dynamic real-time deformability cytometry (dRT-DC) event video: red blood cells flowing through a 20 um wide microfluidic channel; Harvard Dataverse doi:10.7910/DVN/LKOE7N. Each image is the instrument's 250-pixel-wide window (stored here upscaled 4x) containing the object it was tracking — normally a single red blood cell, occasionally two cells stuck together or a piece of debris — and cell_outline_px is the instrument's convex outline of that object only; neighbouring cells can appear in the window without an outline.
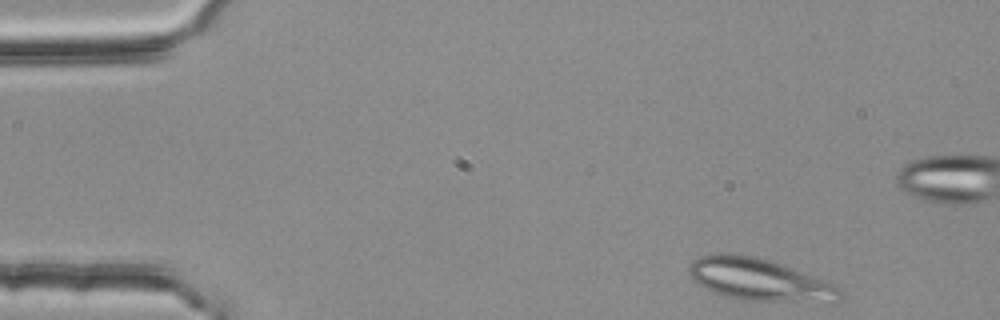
{"species": "common noctule bat (a hibernating species)", "species_latin": "Nyctalus noctula", "temperature_condition": "room temperature", "stored_images_in_passage": 47, "segment_of_instrument_passage": [1, 2], "camera_frame_rate_fps": 3000, "um_per_image_px": 0.085, "animal": {"sex": "female", "body_mass_g": 25.1}, "frame": {"image": 1, "passage_image": 1, "time_ms": 0.0, "image_size_px": [1000, 320], "cell_outline_px": [[844, 296], [840, 300], [832, 304], [740, 300], [724, 296], [692, 280], [688, 276], [688, 264], [692, 260], [700, 256], [712, 252], [728, 252], [756, 256], [772, 260], [836, 284], [844, 292]], "centroid_in_image_um": [64.62, 23.78], "position_along_channel_um": 20.4, "area_um2": 38.61}}